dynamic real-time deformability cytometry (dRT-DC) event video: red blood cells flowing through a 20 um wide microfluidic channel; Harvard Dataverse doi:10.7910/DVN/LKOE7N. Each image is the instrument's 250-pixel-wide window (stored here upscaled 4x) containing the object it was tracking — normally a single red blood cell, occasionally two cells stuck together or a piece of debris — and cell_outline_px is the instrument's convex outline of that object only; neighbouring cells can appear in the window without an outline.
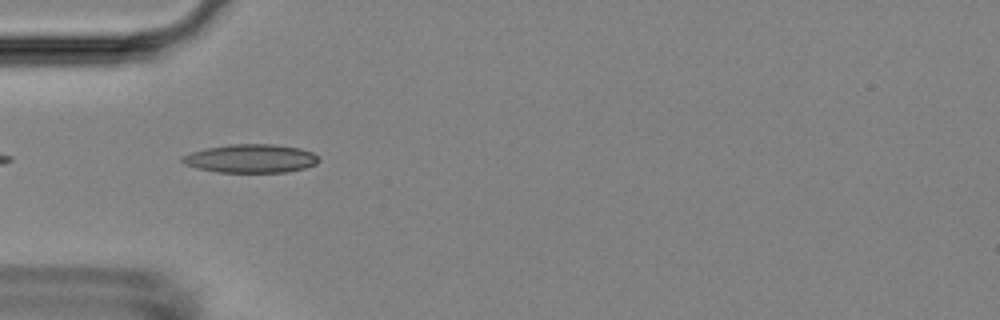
{"species": "Egyptian fruit bat (a non-hibernating species)", "species_latin": "Rousettus aegyptiacus", "temperature_condition": "room temperature", "stored_images_in_passage": 3, "camera_frame_rate_fps": 3000, "um_per_image_px": 0.085, "animal": {"sex": "female"}, "frame": {"image": 1, "passage_image": 1, "time_ms": 0.0, "image_size_px": [1000, 320], "cell_outline_px": [[320, 160], [316, 164], [304, 168], [288, 172], [216, 172], [196, 168], [184, 164], [180, 160], [180, 156], [204, 148], [228, 144], [272, 144], [300, 148], [312, 152], [320, 156]], "centroid_in_image_um": [21.3, 13.47], "position_along_channel_um": 63.7, "area_um2": 22.95}}
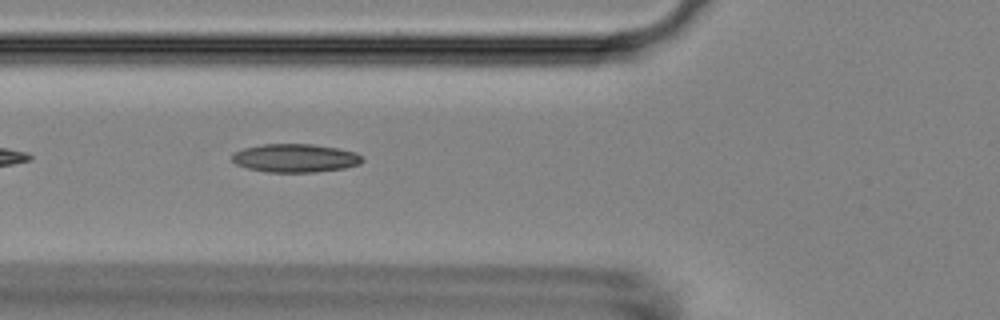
{"frame": {"image": 2, "passage_image": 2, "time_ms": 0.333, "image_size_px": [1000, 320], "cell_outline_px": [[364, 160], [360, 164], [344, 168], [316, 172], [268, 172], [248, 168], [236, 164], [232, 160], [232, 152], [244, 148], [264, 144], [312, 144], [336, 148], [356, 152]], "centroid_in_image_um": [25.09, 13.44], "position_along_channel_um": 100.7, "area_um2": 21.5}}